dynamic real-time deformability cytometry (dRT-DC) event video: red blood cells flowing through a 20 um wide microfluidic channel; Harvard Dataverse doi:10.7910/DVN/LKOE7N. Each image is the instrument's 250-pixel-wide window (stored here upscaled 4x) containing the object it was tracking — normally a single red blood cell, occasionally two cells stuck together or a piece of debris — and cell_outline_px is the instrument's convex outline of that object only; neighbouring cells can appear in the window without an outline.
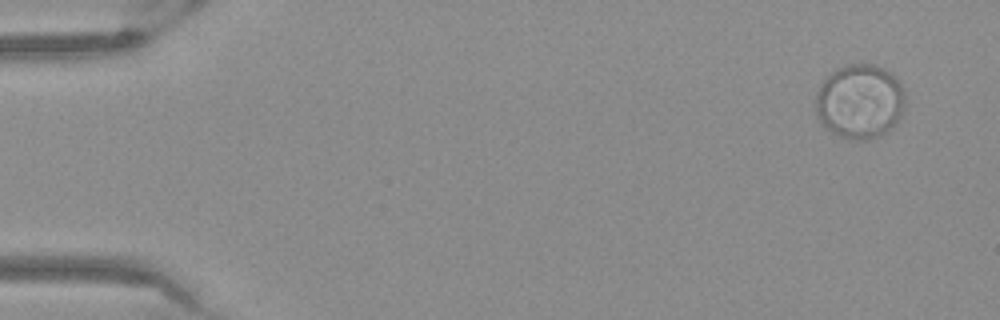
{"species": "Egyptian fruit bat (a non-hibernating species)", "species_latin": "Rousettus aegyptiacus", "temperature_condition": "warm", "stored_images_in_passage": 51, "camera_frame_rate_fps": 3000, "um_per_image_px": 0.085, "frame": {"image": 1, "passage_image": 1, "time_ms": 0.0, "image_size_px": [1000, 320], "cell_outline_px": [[904, 108], [900, 116], [892, 128], [880, 136], [872, 140], [848, 140], [832, 132], [820, 124], [816, 112], [816, 92], [820, 84], [836, 68], [848, 64], [872, 64], [884, 68], [892, 72], [900, 84], [904, 92]], "centroid_in_image_um": [73.07, 8.64], "position_along_channel_um": 11.9, "area_um2": 39.25}}
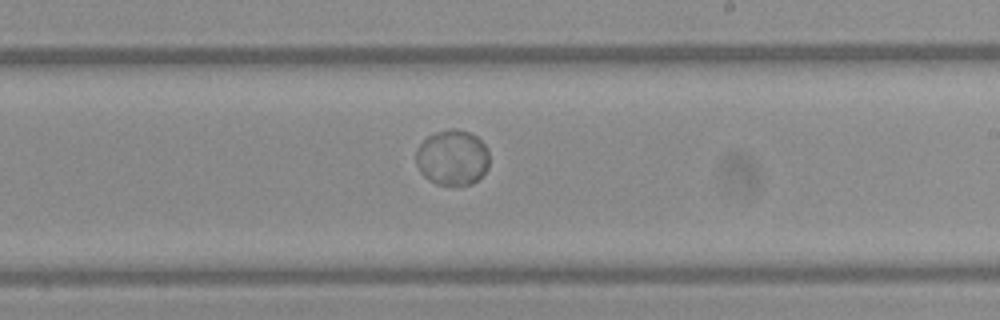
{"frame": {"image": 2, "passage_image": 30, "time_ms": 9.667, "image_size_px": [1000, 320], "cell_outline_px": [[488, 168], [472, 184], [436, 184], [428, 180], [420, 172], [416, 164], [416, 148], [428, 136], [436, 132], [452, 128], [456, 128], [468, 132], [476, 136], [488, 148]], "centroid_in_image_um": [38.43, 13.38], "position_along_channel_um": 250.6, "area_um2": 23.64}}
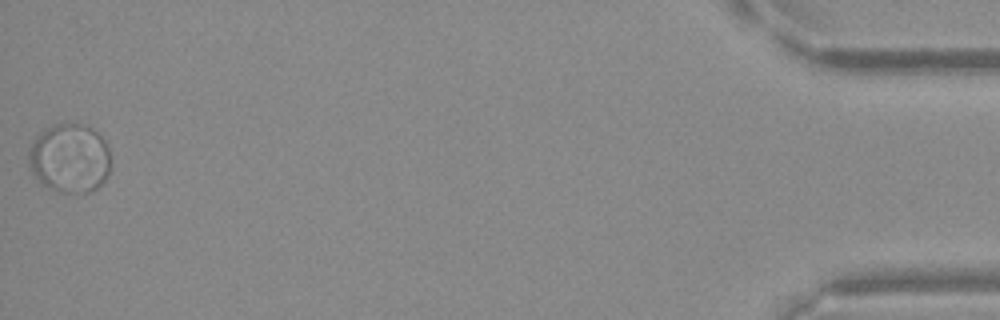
{"frame": {"image": 3, "passage_image": 51, "time_ms": 16.667, "image_size_px": [1000, 320], "cell_outline_px": [[108, 176], [96, 188], [88, 192], [60, 192], [44, 184], [28, 168], [28, 152], [36, 136], [44, 128], [52, 124], [80, 124], [92, 128], [108, 144]], "centroid_in_image_um": [5.9, 13.43], "position_along_channel_um": 429.3, "area_um2": 32.71}}